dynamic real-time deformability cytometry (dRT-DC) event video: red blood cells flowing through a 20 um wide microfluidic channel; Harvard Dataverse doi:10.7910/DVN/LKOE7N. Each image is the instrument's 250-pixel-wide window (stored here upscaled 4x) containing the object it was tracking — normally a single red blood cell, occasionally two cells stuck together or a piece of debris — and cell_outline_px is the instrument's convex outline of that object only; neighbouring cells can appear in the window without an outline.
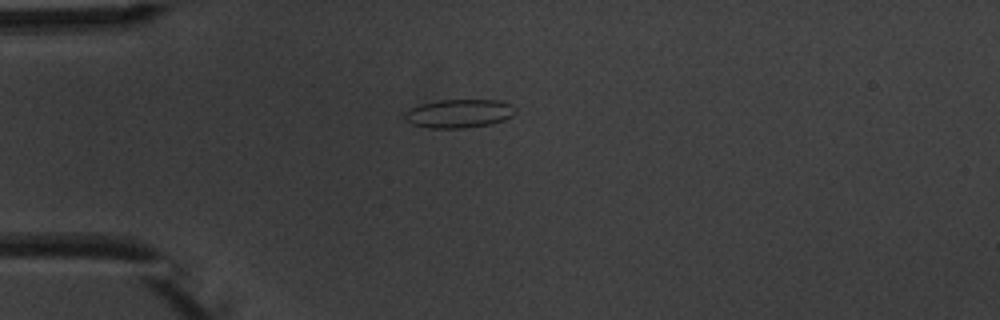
{"species": "common noctule bat (a hibernating species)", "species_latin": "Nyctalus noctula", "temperature_condition": "warm", "stored_images_in_passage": 6, "camera_frame_rate_fps": 3000, "um_per_image_px": 0.085, "animal": {"sex": "male", "body_mass_g": 20.1, "forearm_length_mm": 53.5}, "frame": {"image": 1, "passage_image": 4, "time_ms": 3.333, "image_size_px": [1000, 320], "cell_outline_px": [[516, 112], [512, 116], [504, 120], [488, 124], [464, 128], [428, 128], [412, 124], [404, 120], [404, 112], [408, 108], [420, 104], [440, 100], [500, 100], [512, 104], [516, 108]], "centroid_in_image_um": [39.0, 9.64], "position_along_channel_um": 46.0, "area_um2": 18.61}}
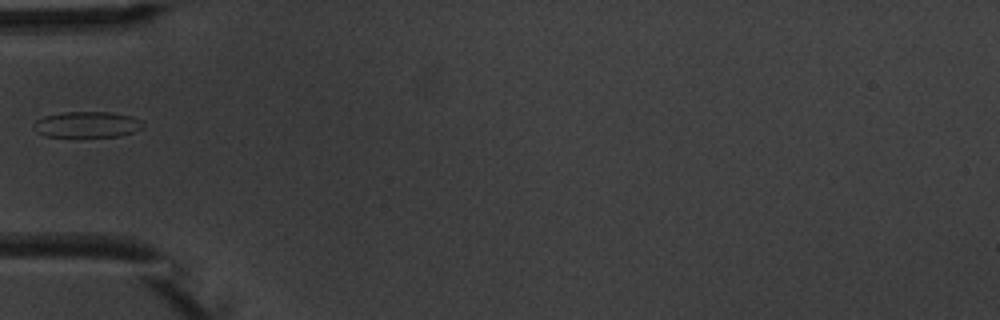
{"frame": {"image": 2, "passage_image": 5, "time_ms": 4.667, "image_size_px": [1000, 320], "cell_outline_px": [[144, 128], [136, 132], [120, 136], [44, 136], [36, 132], [32, 128], [32, 124], [36, 120], [44, 116], [64, 112], [108, 112], [132, 116], [140, 120], [144, 124]], "centroid_in_image_um": [7.41, 10.58], "position_along_channel_um": 77.6, "area_um2": 16.65}}
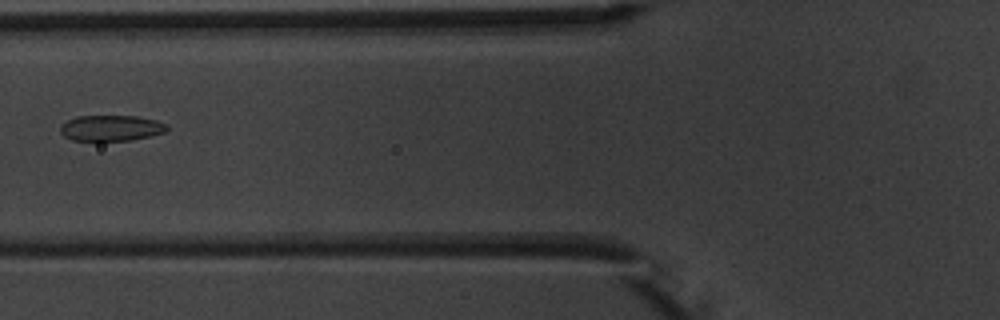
{"frame": {"image": 3, "passage_image": 6, "time_ms": 5.667, "image_size_px": [1000, 320], "cell_outline_px": [[168, 128], [164, 132], [152, 136], [132, 140], [72, 140], [64, 136], [60, 132], [60, 128], [68, 120], [76, 116], [136, 116], [156, 120], [168, 124]], "centroid_in_image_um": [9.48, 10.88], "position_along_channel_um": 116.3, "area_um2": 15.95}}